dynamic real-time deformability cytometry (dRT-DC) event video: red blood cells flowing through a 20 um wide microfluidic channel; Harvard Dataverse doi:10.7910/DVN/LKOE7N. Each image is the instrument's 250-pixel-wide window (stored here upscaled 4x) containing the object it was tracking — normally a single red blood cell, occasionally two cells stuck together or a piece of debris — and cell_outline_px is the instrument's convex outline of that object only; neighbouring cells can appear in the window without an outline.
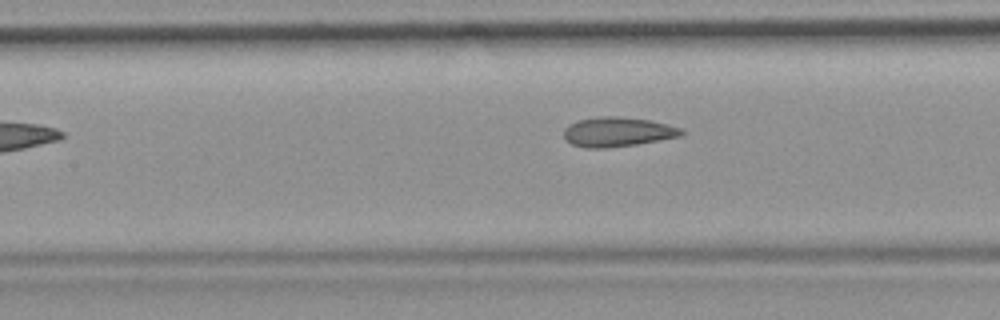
{"species": "common noctule bat (a hibernating species)", "species_latin": "Nyctalus noctula", "temperature_condition": "room temperature", "stored_images_in_passage": 5, "camera_frame_rate_fps": 3000, "um_per_image_px": 0.085, "animal": {"sex": "female", "body_mass_g": 19.9}, "frame": {"image": 1, "passage_image": 5, "time_ms": 4.667, "image_size_px": [1000, 320], "cell_outline_px": [[684, 132], [680, 136], [636, 144], [604, 148], [584, 148], [572, 144], [564, 136], [564, 128], [580, 120], [600, 116], [616, 116], [648, 120], [668, 124], [684, 128]], "centroid_in_image_um": [52.52, 11.21], "position_along_channel_um": 154.9, "area_um2": 20.0}}